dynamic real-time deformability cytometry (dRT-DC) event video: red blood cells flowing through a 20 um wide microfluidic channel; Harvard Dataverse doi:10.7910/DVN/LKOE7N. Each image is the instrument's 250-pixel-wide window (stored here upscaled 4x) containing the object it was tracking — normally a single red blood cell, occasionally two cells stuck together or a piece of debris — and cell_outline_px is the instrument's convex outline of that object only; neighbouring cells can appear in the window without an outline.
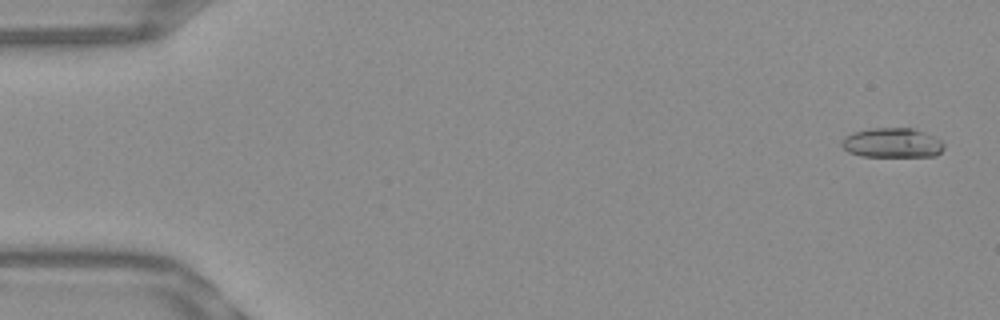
{"species": "Egyptian fruit bat (a non-hibernating species)", "species_latin": "Rousettus aegyptiacus", "temperature_condition": "warm", "stored_images_in_passage": 53, "camera_frame_rate_fps": 3000, "um_per_image_px": 0.085, "frame": {"image": 1, "passage_image": 2, "time_ms": 0.333, "image_size_px": [1000, 320], "cell_outline_px": [[944, 148], [936, 156], [860, 156], [848, 152], [840, 144], [844, 136], [852, 132], [872, 128], [912, 128], [924, 132], [940, 140], [944, 144]], "centroid_in_image_um": [75.81, 12.14], "position_along_channel_um": 9.2, "area_um2": 17.69}}
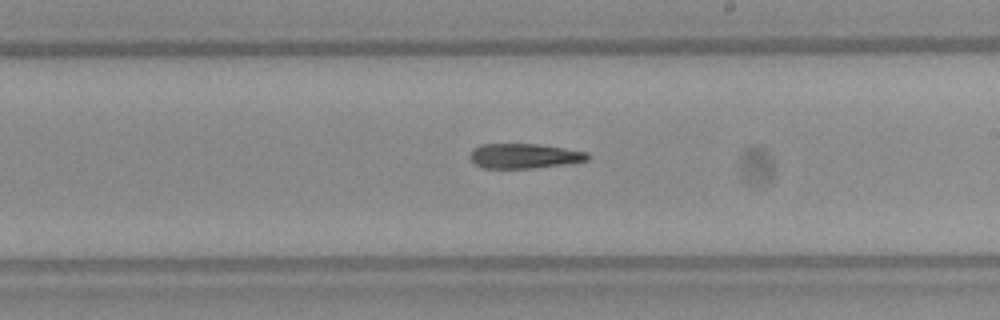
{"frame": {"image": 2, "passage_image": 31, "time_ms": 10.0, "image_size_px": [1000, 320], "cell_outline_px": [[592, 156], [588, 160], [576, 164], [532, 168], [484, 168], [476, 164], [468, 156], [472, 148], [480, 144], [536, 144], [564, 148], [588, 152]], "centroid_in_image_um": [44.62, 13.26], "position_along_channel_um": 244.4, "area_um2": 17.4}}
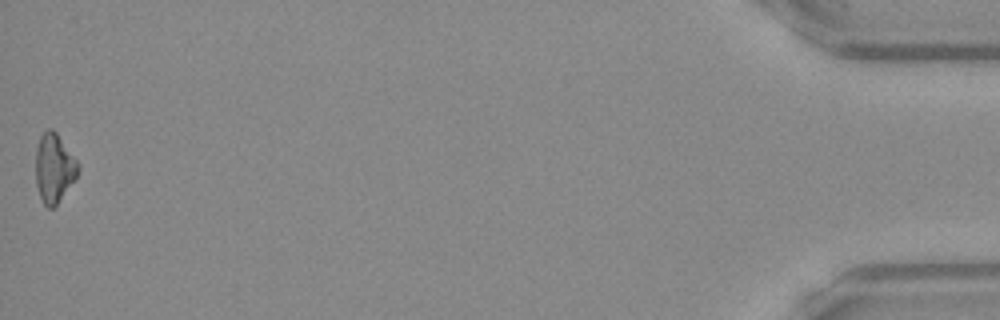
{"frame": {"image": 3, "passage_image": 53, "time_ms": 17.333, "image_size_px": [1000, 320], "cell_outline_px": [[80, 168], [76, 176], [56, 204], [52, 208], [48, 208], [44, 204], [40, 196], [36, 184], [36, 148], [40, 136], [48, 128], [52, 128], [56, 132], [80, 164]], "centroid_in_image_um": [4.59, 14.25], "position_along_channel_um": 430.6, "area_um2": 16.76}, "authors_computed_cell_mechanics": {"area_um2": 17.629, "velocity_mm_per_s": 3.8615, "shape_relaxation_time_tau1_ms": null, "shape_relaxation_time_tau2_ms": 10.0105, "deformation_change_tau1": null, "deformation_change_tau2": 0.3057}}